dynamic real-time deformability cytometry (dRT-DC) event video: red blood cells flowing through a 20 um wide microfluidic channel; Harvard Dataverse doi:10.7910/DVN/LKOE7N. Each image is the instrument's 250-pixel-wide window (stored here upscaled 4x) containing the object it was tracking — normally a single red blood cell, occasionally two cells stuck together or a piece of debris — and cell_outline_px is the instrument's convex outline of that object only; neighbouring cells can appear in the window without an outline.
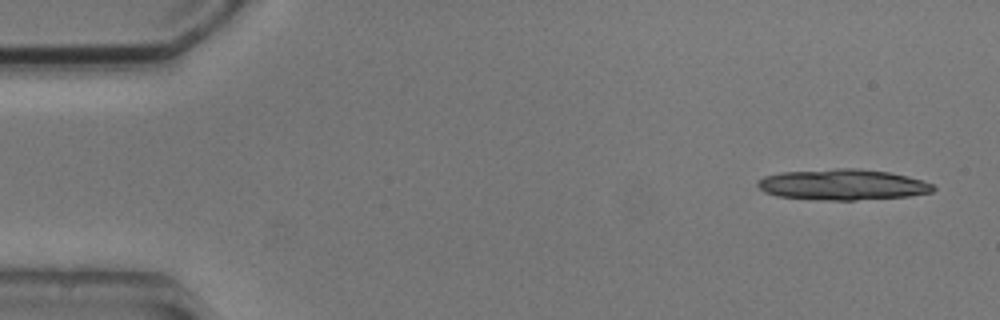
{"species": "common noctule bat (a hibernating species)", "species_latin": "Nyctalus noctula", "temperature_condition": "cold", "stored_images_in_passage": 4, "camera_frame_rate_fps": 3000, "um_per_image_px": 0.085, "animal": {"sex": "male", "body_mass_g": 20.5, "forearm_length_mm": 52.5}, "frame": {"image": 1, "passage_image": 1, "time_ms": 0.0, "image_size_px": [1000, 320], "cell_outline_px": [[936, 188], [932, 192], [908, 196], [856, 200], [828, 200], [776, 196], [764, 192], [756, 184], [756, 180], [764, 176], [780, 172], [836, 168], [860, 168], [888, 172], [908, 176], [932, 184]], "centroid_in_image_um": [71.59, 15.68], "position_along_channel_um": 13.4, "area_um2": 31.62}}